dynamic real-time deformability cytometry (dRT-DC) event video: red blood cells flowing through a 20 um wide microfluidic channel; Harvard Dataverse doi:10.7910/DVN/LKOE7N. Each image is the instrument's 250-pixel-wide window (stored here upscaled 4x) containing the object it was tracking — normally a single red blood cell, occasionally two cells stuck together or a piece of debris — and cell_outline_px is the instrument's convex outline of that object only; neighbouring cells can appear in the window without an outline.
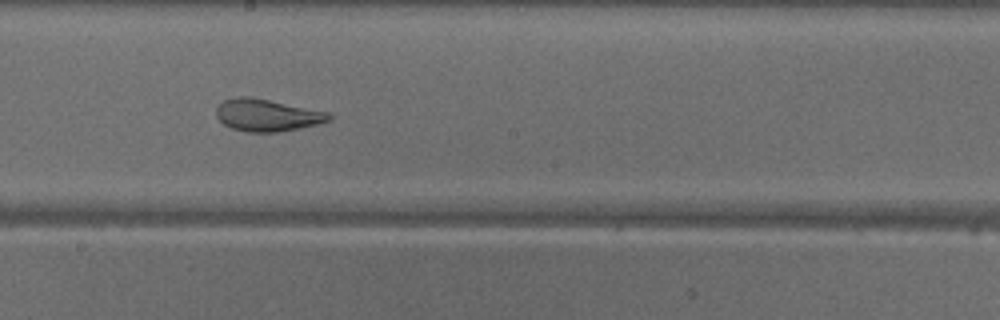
{"species": "common noctule bat (a hibernating species)", "species_latin": "Nyctalus noctula", "temperature_condition": "warm", "stored_images_in_passage": 46, "camera_frame_rate_fps": 3000, "um_per_image_px": 0.085, "animal": {"sex": "male", "body_mass_g": 18.8}, "frame": {"image": 1, "passage_image": 24, "time_ms": 7.667, "image_size_px": [1000, 320], "cell_outline_px": [[332, 120], [316, 124], [276, 132], [248, 132], [232, 128], [224, 124], [216, 116], [216, 108], [224, 100], [240, 96], [252, 96], [328, 112], [332, 116]], "centroid_in_image_um": [22.69, 9.77], "position_along_channel_um": 225.5, "area_um2": 20.98}}
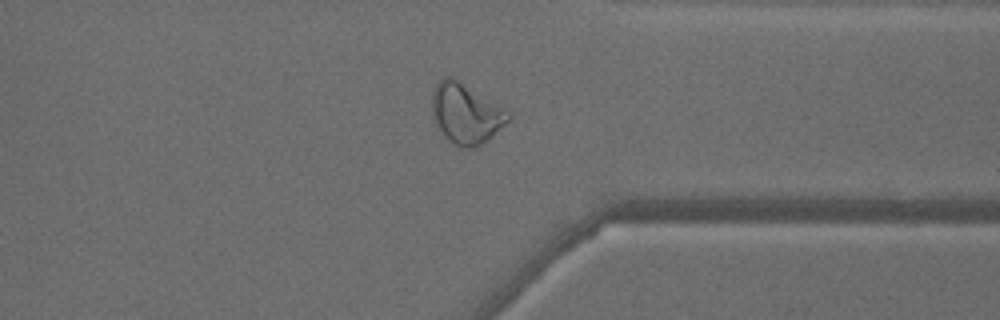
{"frame": {"image": 2, "passage_image": 35, "time_ms": 11.333, "image_size_px": [1000, 320], "cell_outline_px": [[512, 116], [488, 140], [476, 148], [464, 148], [448, 140], [444, 136], [436, 124], [432, 116], [432, 92], [436, 84], [444, 76], [452, 76], [512, 112]], "centroid_in_image_um": [39.6, 9.64], "position_along_channel_um": 371.8, "area_um2": 26.82}}
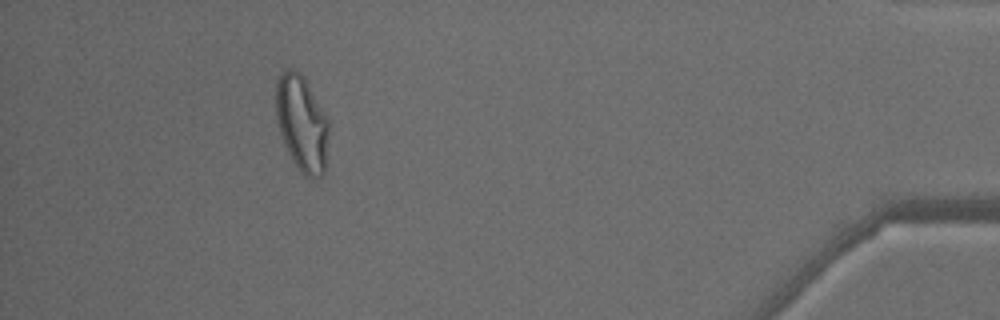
{"frame": {"image": 3, "passage_image": 42, "time_ms": 13.667, "image_size_px": [1000, 320], "cell_outline_px": [[328, 132], [324, 176], [320, 180], [312, 180], [304, 176], [300, 172], [292, 160], [284, 144], [280, 132], [276, 116], [276, 80], [280, 72], [284, 68], [288, 68], [300, 72], [304, 76], [328, 120]], "centroid_in_image_um": [25.65, 10.51], "position_along_channel_um": 409.6, "area_um2": 29.88}, "authors_computed_cell_mechanics": {"area_um2": 27.3394, "velocity_mm_per_s": 4.1038, "shape_relaxation_time_tau1_ms": null, "shape_relaxation_time_tau2_ms": 1.194, "deformation_change_tau1": null, "deformation_change_tau2": 0.095}}